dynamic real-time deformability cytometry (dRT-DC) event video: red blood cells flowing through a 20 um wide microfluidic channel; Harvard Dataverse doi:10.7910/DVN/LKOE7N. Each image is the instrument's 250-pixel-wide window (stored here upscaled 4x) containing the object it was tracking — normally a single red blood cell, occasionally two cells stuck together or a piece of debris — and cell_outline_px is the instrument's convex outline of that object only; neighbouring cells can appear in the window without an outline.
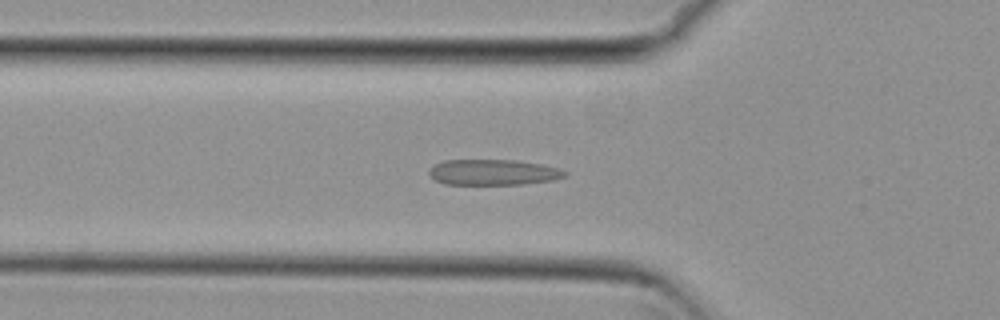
{"species": "common noctule bat (a hibernating species)", "species_latin": "Nyctalus noctula", "temperature_condition": "cold", "stored_images_in_passage": 46, "camera_frame_rate_fps": 3000, "um_per_image_px": 0.085, "animal": {"sex": "female", "body_mass_g": 29.2, "forearm_length_mm": 56.3}, "frame": {"image": 1, "passage_image": 11, "time_ms": 3.333, "image_size_px": [1000, 320], "cell_outline_px": [[568, 176], [552, 180], [524, 184], [444, 184], [436, 180], [428, 172], [428, 168], [444, 160], [516, 160], [540, 164], [556, 168], [568, 172]], "centroid_in_image_um": [41.92, 14.64], "position_along_channel_um": 83.9, "area_um2": 20.23}}
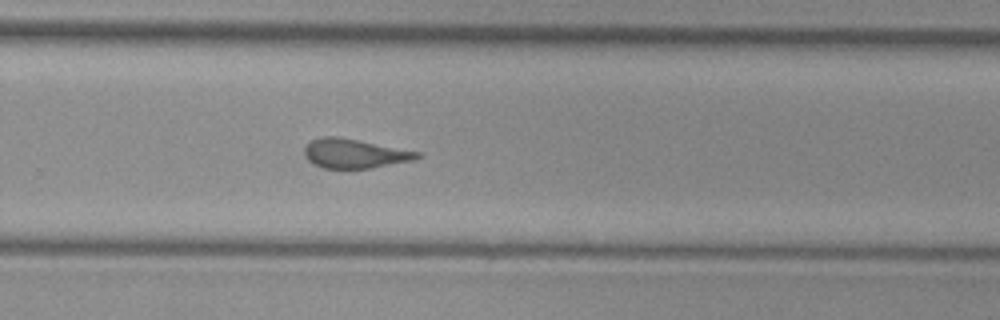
{"frame": {"image": 2, "passage_image": 28, "time_ms": 9.0, "image_size_px": [1000, 320], "cell_outline_px": [[424, 156], [412, 160], [372, 168], [324, 168], [312, 164], [304, 156], [304, 148], [312, 140], [320, 136], [336, 136], [420, 152]], "centroid_in_image_um": [30.11, 13.05], "position_along_channel_um": 299.7, "area_um2": 19.13}}
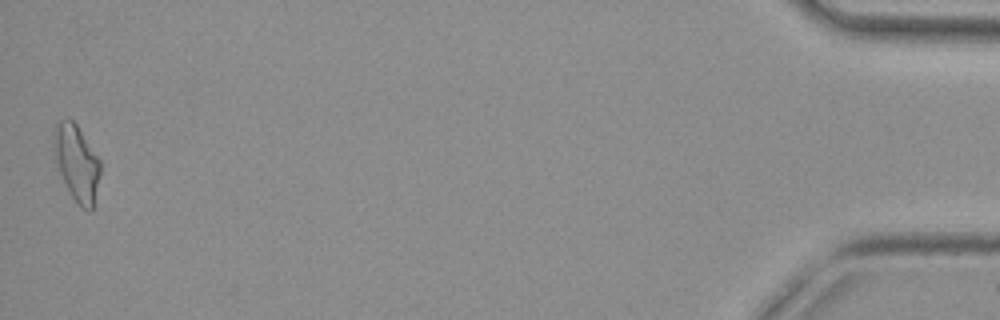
{"frame": {"image": 3, "passage_image": 46, "time_ms": 15.0, "image_size_px": [1000, 320], "cell_outline_px": [[100, 172], [92, 212], [88, 212], [72, 196], [60, 172], [56, 160], [56, 124], [60, 120], [68, 116], [76, 124], [100, 160]], "centroid_in_image_um": [6.57, 13.85], "position_along_channel_um": 428.6, "area_um2": 19.65}, "authors_computed_cell_mechanics": {"area_um2": 19.652, "velocity_mm_per_s": 3.8025, "shape_relaxation_time_tau1_ms": null, "shape_relaxation_time_tau2_ms": 1.7828, "deformation_change_tau1": null, "deformation_change_tau2": 0.1007}}